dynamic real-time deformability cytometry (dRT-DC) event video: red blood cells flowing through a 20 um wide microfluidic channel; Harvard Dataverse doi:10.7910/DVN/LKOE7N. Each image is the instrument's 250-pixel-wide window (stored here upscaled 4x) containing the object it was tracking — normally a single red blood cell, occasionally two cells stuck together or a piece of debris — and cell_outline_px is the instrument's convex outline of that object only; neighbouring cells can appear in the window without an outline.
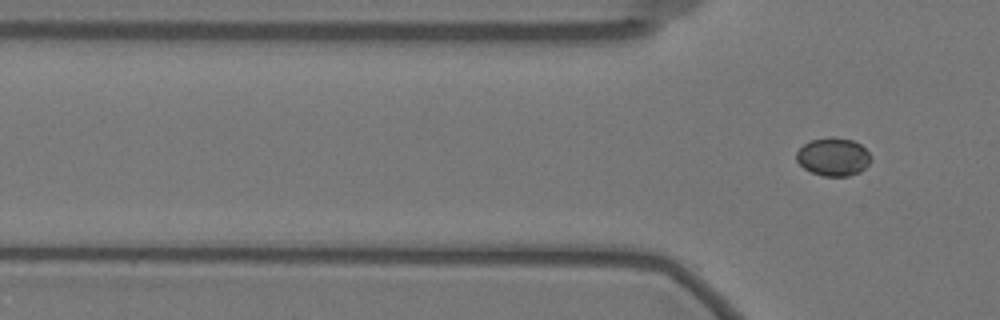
{"species": "Egyptian fruit bat (a non-hibernating species)", "species_latin": "Rousettus aegyptiacus", "temperature_condition": "warm", "stored_images_in_passage": 9, "camera_frame_rate_fps": 3000, "um_per_image_px": 0.085, "animal": {"sex": "female"}, "frame": {"image": 1, "passage_image": 9, "time_ms": 2.667, "image_size_px": [1000, 320], "cell_outline_px": [[868, 164], [860, 172], [848, 176], [824, 176], [812, 172], [804, 168], [796, 160], [796, 152], [804, 144], [812, 140], [832, 136], [852, 140], [860, 144], [868, 152]], "centroid_in_image_um": [70.8, 13.33], "position_along_channel_um": 55.0, "area_um2": 16.3}}